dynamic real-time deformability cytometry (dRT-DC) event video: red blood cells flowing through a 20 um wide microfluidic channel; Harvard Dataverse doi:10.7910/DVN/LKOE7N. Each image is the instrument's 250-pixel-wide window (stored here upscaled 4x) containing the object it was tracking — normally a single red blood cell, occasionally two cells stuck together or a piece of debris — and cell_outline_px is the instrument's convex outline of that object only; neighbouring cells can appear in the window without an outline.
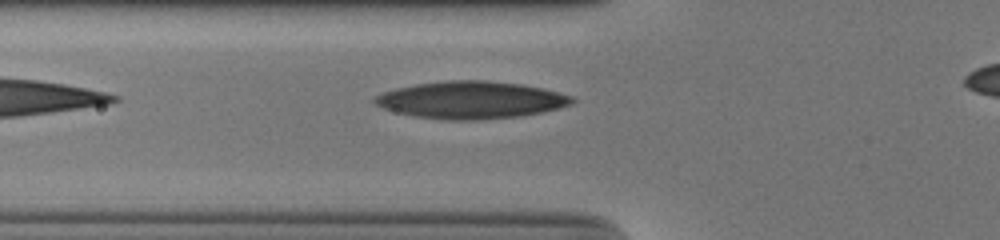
{"species": "human", "species_latin": "Homo sapiens", "temperature_condition": "cold", "stored_images_in_passage": 31, "camera_frame_rate_fps": 3000, "um_per_image_px": 0.085, "donor": {"sex": "male"}, "frame": {"image": 1, "passage_image": 4, "time_ms": 1.0, "image_size_px": [1000, 240], "cell_outline_px": [[576, 100], [572, 104], [540, 112], [520, 116], [476, 120], [448, 120], [416, 116], [396, 112], [384, 108], [376, 104], [372, 100], [376, 96], [384, 92], [396, 88], [416, 84], [448, 80], [484, 80], [520, 84], [544, 88], [572, 96]], "centroid_in_image_um": [40.04, 8.49], "position_along_channel_um": 85.8, "area_um2": 42.6}}
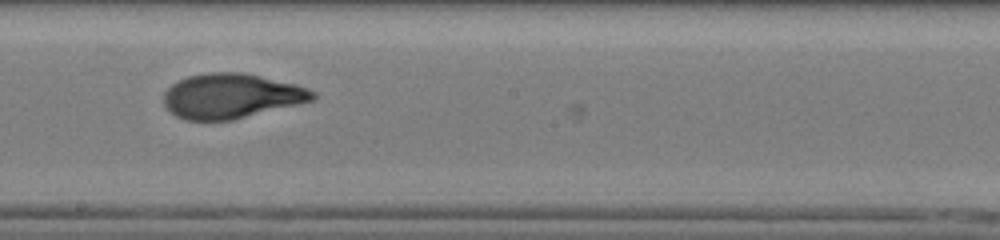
{"frame": {"image": 2, "passage_image": 15, "time_ms": 4.667, "image_size_px": [1000, 240], "cell_outline_px": [[316, 100], [232, 120], [184, 120], [176, 116], [164, 104], [164, 92], [172, 84], [188, 76], [208, 72], [244, 72], [296, 84], [308, 88], [316, 92]], "centroid_in_image_um": [19.69, 8.15], "position_along_channel_um": 228.5, "area_um2": 39.02}}
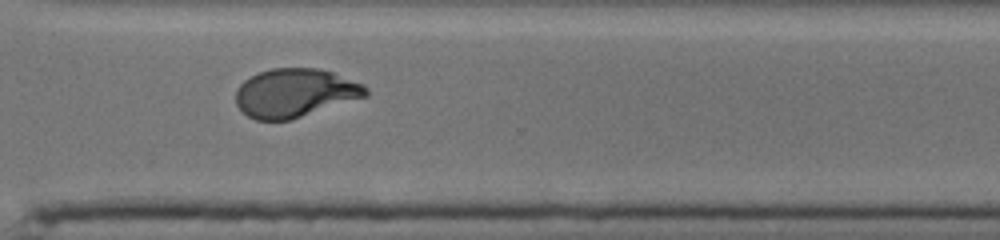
{"frame": {"image": 3, "passage_image": 24, "time_ms": 7.667, "image_size_px": [1000, 240], "cell_outline_px": [[368, 96], [292, 120], [256, 120], [248, 116], [236, 104], [236, 88], [244, 80], [260, 72], [272, 68], [320, 68], [332, 72], [364, 84], [368, 88]], "centroid_in_image_um": [25.1, 7.9], "position_along_channel_um": 345.5, "area_um2": 36.99}, "authors_computed_cell_mechanics": {"area_um2": 38.6104, "velocity_mm_per_s": 3.8953, "shape_relaxation_time_tau1_ms": 5.9255, "shape_relaxation_time_tau2_ms": 0.8353, "deformation_change_tau1": 0.2551, "deformation_change_tau2": 0.0681}}